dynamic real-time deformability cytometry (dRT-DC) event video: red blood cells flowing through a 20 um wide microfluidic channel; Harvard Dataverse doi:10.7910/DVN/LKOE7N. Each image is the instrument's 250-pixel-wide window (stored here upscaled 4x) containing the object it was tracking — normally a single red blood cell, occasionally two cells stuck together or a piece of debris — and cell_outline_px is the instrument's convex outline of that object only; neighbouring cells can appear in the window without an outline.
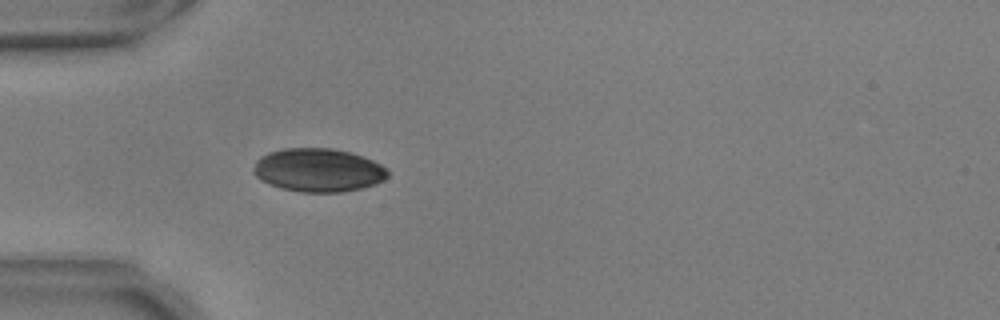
{"species": "common noctule bat (a hibernating species)", "species_latin": "Nyctalus noctula", "temperature_condition": "warm", "stored_images_in_passage": 28, "camera_frame_rate_fps": 3000, "um_per_image_px": 0.085, "animal": {"sex": "male", "body_mass_g": 17.9, "forearm_length_mm": 54.2}, "frame": {"image": 1, "passage_image": 1, "time_ms": 0.0, "image_size_px": [1000, 320], "cell_outline_px": [[388, 176], [384, 180], [376, 184], [344, 192], [300, 192], [280, 188], [268, 184], [260, 180], [252, 172], [252, 168], [256, 160], [260, 156], [268, 152], [284, 148], [332, 148], [352, 152], [364, 156], [388, 168]], "centroid_in_image_um": [27.04, 14.45], "position_along_channel_um": 58.0, "area_um2": 34.45}}
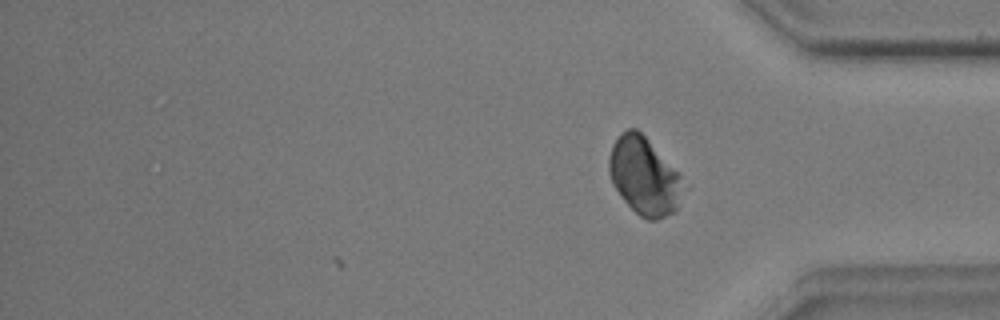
{"frame": {"image": 2, "passage_image": 28, "time_ms": 9.0, "image_size_px": [1000, 320], "cell_outline_px": [[680, 188], [676, 212], [656, 220], [648, 220], [640, 216], [624, 200], [612, 184], [608, 172], [608, 160], [612, 144], [620, 132], [628, 128], [636, 128], [680, 172]], "centroid_in_image_um": [54.7, 14.94], "position_along_channel_um": 380.5, "area_um2": 33.18}}